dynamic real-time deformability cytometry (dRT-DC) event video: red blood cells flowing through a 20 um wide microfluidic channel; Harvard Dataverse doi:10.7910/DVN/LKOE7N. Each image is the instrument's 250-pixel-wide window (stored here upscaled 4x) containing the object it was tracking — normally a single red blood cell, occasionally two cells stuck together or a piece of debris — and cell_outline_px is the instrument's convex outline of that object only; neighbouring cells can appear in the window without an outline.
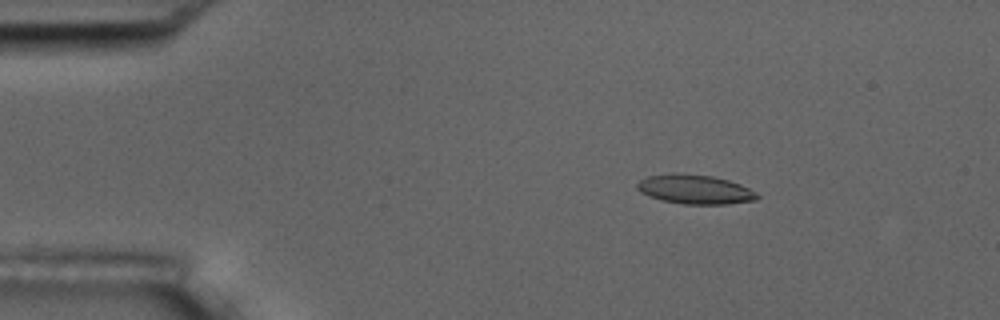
{"species": "common noctule bat (a hibernating species)", "species_latin": "Nyctalus noctula", "temperature_condition": "room temperature", "stored_images_in_passage": 4, "camera_frame_rate_fps": 3000, "um_per_image_px": 0.085, "animal": {"sex": "male", "body_mass_g": 17.5, "forearm_length_mm": 52.3}, "frame": {"image": 1, "passage_image": 3, "time_ms": 2.333, "image_size_px": [1000, 320], "cell_outline_px": [[760, 196], [756, 200], [724, 204], [684, 204], [660, 200], [640, 192], [636, 188], [636, 184], [640, 180], [648, 176], [672, 172], [676, 172], [712, 176], [728, 180], [740, 184], [756, 192]], "centroid_in_image_um": [59.04, 16.08], "position_along_channel_um": 26.0, "area_um2": 20.58}}